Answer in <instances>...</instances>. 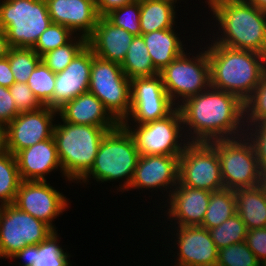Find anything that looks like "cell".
<instances>
[{"mask_svg":"<svg viewBox=\"0 0 266 266\" xmlns=\"http://www.w3.org/2000/svg\"><path fill=\"white\" fill-rule=\"evenodd\" d=\"M33 257H34V245H28L19 252H17L15 255H13L11 258L25 260L23 261V264L19 263V265L21 266H33L34 265Z\"/></svg>","mask_w":266,"mask_h":266,"instance_id":"f6af8a7d","label":"cell"},{"mask_svg":"<svg viewBox=\"0 0 266 266\" xmlns=\"http://www.w3.org/2000/svg\"><path fill=\"white\" fill-rule=\"evenodd\" d=\"M54 125L53 138L65 180L78 182L92 167L107 129L63 121Z\"/></svg>","mask_w":266,"mask_h":266,"instance_id":"277c9868","label":"cell"},{"mask_svg":"<svg viewBox=\"0 0 266 266\" xmlns=\"http://www.w3.org/2000/svg\"><path fill=\"white\" fill-rule=\"evenodd\" d=\"M52 23L69 28L74 34L88 39L97 24L99 15L95 0H46Z\"/></svg>","mask_w":266,"mask_h":266,"instance_id":"d6986e66","label":"cell"},{"mask_svg":"<svg viewBox=\"0 0 266 266\" xmlns=\"http://www.w3.org/2000/svg\"><path fill=\"white\" fill-rule=\"evenodd\" d=\"M202 49L199 55H192V58L191 54L184 52L159 72L165 90L176 107L211 86L210 62L207 50Z\"/></svg>","mask_w":266,"mask_h":266,"instance_id":"52a82bcc","label":"cell"},{"mask_svg":"<svg viewBox=\"0 0 266 266\" xmlns=\"http://www.w3.org/2000/svg\"><path fill=\"white\" fill-rule=\"evenodd\" d=\"M51 23L46 0L0 3V28L5 31L10 47L33 48Z\"/></svg>","mask_w":266,"mask_h":266,"instance_id":"8992f818","label":"cell"},{"mask_svg":"<svg viewBox=\"0 0 266 266\" xmlns=\"http://www.w3.org/2000/svg\"><path fill=\"white\" fill-rule=\"evenodd\" d=\"M16 157L10 152L0 155V203L13 204L21 183Z\"/></svg>","mask_w":266,"mask_h":266,"instance_id":"f1b7e54d","label":"cell"},{"mask_svg":"<svg viewBox=\"0 0 266 266\" xmlns=\"http://www.w3.org/2000/svg\"><path fill=\"white\" fill-rule=\"evenodd\" d=\"M75 35L69 28L60 24L51 23L40 35L32 48L40 57L60 46L67 44Z\"/></svg>","mask_w":266,"mask_h":266,"instance_id":"74e56055","label":"cell"},{"mask_svg":"<svg viewBox=\"0 0 266 266\" xmlns=\"http://www.w3.org/2000/svg\"><path fill=\"white\" fill-rule=\"evenodd\" d=\"M258 9L266 12V0H246Z\"/></svg>","mask_w":266,"mask_h":266,"instance_id":"681fc988","label":"cell"},{"mask_svg":"<svg viewBox=\"0 0 266 266\" xmlns=\"http://www.w3.org/2000/svg\"><path fill=\"white\" fill-rule=\"evenodd\" d=\"M167 1H171L173 3H177V0H167Z\"/></svg>","mask_w":266,"mask_h":266,"instance_id":"816d5d0a","label":"cell"},{"mask_svg":"<svg viewBox=\"0 0 266 266\" xmlns=\"http://www.w3.org/2000/svg\"><path fill=\"white\" fill-rule=\"evenodd\" d=\"M243 104L245 125L266 123V73Z\"/></svg>","mask_w":266,"mask_h":266,"instance_id":"e575fe53","label":"cell"},{"mask_svg":"<svg viewBox=\"0 0 266 266\" xmlns=\"http://www.w3.org/2000/svg\"><path fill=\"white\" fill-rule=\"evenodd\" d=\"M130 87L131 80L125 75L120 64L99 58L92 50L88 92L94 94L119 123L130 113Z\"/></svg>","mask_w":266,"mask_h":266,"instance_id":"9c48e42d","label":"cell"},{"mask_svg":"<svg viewBox=\"0 0 266 266\" xmlns=\"http://www.w3.org/2000/svg\"><path fill=\"white\" fill-rule=\"evenodd\" d=\"M134 0H95V6L99 17H105L112 10L120 8Z\"/></svg>","mask_w":266,"mask_h":266,"instance_id":"7bdbcfd3","label":"cell"},{"mask_svg":"<svg viewBox=\"0 0 266 266\" xmlns=\"http://www.w3.org/2000/svg\"><path fill=\"white\" fill-rule=\"evenodd\" d=\"M178 108L188 142L209 143L238 138L245 133L244 104L229 92L210 86L186 99Z\"/></svg>","mask_w":266,"mask_h":266,"instance_id":"6da1fadb","label":"cell"},{"mask_svg":"<svg viewBox=\"0 0 266 266\" xmlns=\"http://www.w3.org/2000/svg\"><path fill=\"white\" fill-rule=\"evenodd\" d=\"M260 189L266 195V170H261L259 185Z\"/></svg>","mask_w":266,"mask_h":266,"instance_id":"c3c4849f","label":"cell"},{"mask_svg":"<svg viewBox=\"0 0 266 266\" xmlns=\"http://www.w3.org/2000/svg\"><path fill=\"white\" fill-rule=\"evenodd\" d=\"M217 151L224 188L236 190L259 185L261 168L245 135L209 142Z\"/></svg>","mask_w":266,"mask_h":266,"instance_id":"ba28073f","label":"cell"},{"mask_svg":"<svg viewBox=\"0 0 266 266\" xmlns=\"http://www.w3.org/2000/svg\"><path fill=\"white\" fill-rule=\"evenodd\" d=\"M210 11L221 30L212 42L227 47L250 50L266 56V12L246 0H223ZM223 34V35H222Z\"/></svg>","mask_w":266,"mask_h":266,"instance_id":"3957f363","label":"cell"},{"mask_svg":"<svg viewBox=\"0 0 266 266\" xmlns=\"http://www.w3.org/2000/svg\"><path fill=\"white\" fill-rule=\"evenodd\" d=\"M54 230L15 205H3L0 212V258L11 259L28 245L44 241Z\"/></svg>","mask_w":266,"mask_h":266,"instance_id":"7c38bea8","label":"cell"},{"mask_svg":"<svg viewBox=\"0 0 266 266\" xmlns=\"http://www.w3.org/2000/svg\"><path fill=\"white\" fill-rule=\"evenodd\" d=\"M58 237L57 231H54L44 241L34 245L33 266H72L68 260L70 255L59 246Z\"/></svg>","mask_w":266,"mask_h":266,"instance_id":"f546056e","label":"cell"},{"mask_svg":"<svg viewBox=\"0 0 266 266\" xmlns=\"http://www.w3.org/2000/svg\"><path fill=\"white\" fill-rule=\"evenodd\" d=\"M15 83V79L8 61V57L0 59V86L9 88Z\"/></svg>","mask_w":266,"mask_h":266,"instance_id":"ee69618b","label":"cell"},{"mask_svg":"<svg viewBox=\"0 0 266 266\" xmlns=\"http://www.w3.org/2000/svg\"><path fill=\"white\" fill-rule=\"evenodd\" d=\"M211 191L178 185L170 193L168 217L177 226H200L209 205ZM169 200V201H168Z\"/></svg>","mask_w":266,"mask_h":266,"instance_id":"ffe728a7","label":"cell"},{"mask_svg":"<svg viewBox=\"0 0 266 266\" xmlns=\"http://www.w3.org/2000/svg\"><path fill=\"white\" fill-rule=\"evenodd\" d=\"M7 57L15 82L27 83L31 73L41 62V57L32 48L11 47Z\"/></svg>","mask_w":266,"mask_h":266,"instance_id":"d6a6232c","label":"cell"},{"mask_svg":"<svg viewBox=\"0 0 266 266\" xmlns=\"http://www.w3.org/2000/svg\"><path fill=\"white\" fill-rule=\"evenodd\" d=\"M129 124L132 125L131 122L122 125L133 136L140 156H180L188 144V140L185 134H183V120L178 107L165 118L145 124H135V126H130Z\"/></svg>","mask_w":266,"mask_h":266,"instance_id":"30bf717a","label":"cell"},{"mask_svg":"<svg viewBox=\"0 0 266 266\" xmlns=\"http://www.w3.org/2000/svg\"><path fill=\"white\" fill-rule=\"evenodd\" d=\"M7 152L6 125L0 123V155Z\"/></svg>","mask_w":266,"mask_h":266,"instance_id":"7dc6e473","label":"cell"},{"mask_svg":"<svg viewBox=\"0 0 266 266\" xmlns=\"http://www.w3.org/2000/svg\"><path fill=\"white\" fill-rule=\"evenodd\" d=\"M27 85L39 103L46 106L53 96L55 73L41 61L28 78Z\"/></svg>","mask_w":266,"mask_h":266,"instance_id":"836d02e7","label":"cell"},{"mask_svg":"<svg viewBox=\"0 0 266 266\" xmlns=\"http://www.w3.org/2000/svg\"><path fill=\"white\" fill-rule=\"evenodd\" d=\"M139 156L133 136L120 123L116 128L107 131L101 139L91 169L77 183H81V180L84 184L88 183L91 177L101 183L122 180L125 177L124 184H120L118 188L121 192L128 191Z\"/></svg>","mask_w":266,"mask_h":266,"instance_id":"5b68a950","label":"cell"},{"mask_svg":"<svg viewBox=\"0 0 266 266\" xmlns=\"http://www.w3.org/2000/svg\"><path fill=\"white\" fill-rule=\"evenodd\" d=\"M105 17L115 26L123 28L133 36L141 35L140 0H134L129 4L114 9Z\"/></svg>","mask_w":266,"mask_h":266,"instance_id":"d590c367","label":"cell"},{"mask_svg":"<svg viewBox=\"0 0 266 266\" xmlns=\"http://www.w3.org/2000/svg\"><path fill=\"white\" fill-rule=\"evenodd\" d=\"M15 157L23 181H47L45 175L59 168L62 172L53 136L22 149Z\"/></svg>","mask_w":266,"mask_h":266,"instance_id":"44dd1931","label":"cell"},{"mask_svg":"<svg viewBox=\"0 0 266 266\" xmlns=\"http://www.w3.org/2000/svg\"><path fill=\"white\" fill-rule=\"evenodd\" d=\"M177 262L174 266H216L218 249L209 230L200 226H177Z\"/></svg>","mask_w":266,"mask_h":266,"instance_id":"ac0fdd59","label":"cell"},{"mask_svg":"<svg viewBox=\"0 0 266 266\" xmlns=\"http://www.w3.org/2000/svg\"><path fill=\"white\" fill-rule=\"evenodd\" d=\"M211 87L229 92L244 102L266 73V56L210 42Z\"/></svg>","mask_w":266,"mask_h":266,"instance_id":"7a4b0ae2","label":"cell"},{"mask_svg":"<svg viewBox=\"0 0 266 266\" xmlns=\"http://www.w3.org/2000/svg\"><path fill=\"white\" fill-rule=\"evenodd\" d=\"M179 156L143 155L139 156L129 189H162L168 196L178 185ZM174 188H173V187ZM172 189V190H171Z\"/></svg>","mask_w":266,"mask_h":266,"instance_id":"e0dca14e","label":"cell"},{"mask_svg":"<svg viewBox=\"0 0 266 266\" xmlns=\"http://www.w3.org/2000/svg\"><path fill=\"white\" fill-rule=\"evenodd\" d=\"M130 113L121 124H145L165 118L176 106L170 100L162 78L158 74L153 77L134 78L130 87ZM131 117V118H130Z\"/></svg>","mask_w":266,"mask_h":266,"instance_id":"4fadbf2b","label":"cell"},{"mask_svg":"<svg viewBox=\"0 0 266 266\" xmlns=\"http://www.w3.org/2000/svg\"><path fill=\"white\" fill-rule=\"evenodd\" d=\"M72 38L67 44L51 50L41 56V61L54 73L63 71L74 57L87 45V39L78 36ZM77 37V38H76Z\"/></svg>","mask_w":266,"mask_h":266,"instance_id":"4dcf8cb0","label":"cell"},{"mask_svg":"<svg viewBox=\"0 0 266 266\" xmlns=\"http://www.w3.org/2000/svg\"><path fill=\"white\" fill-rule=\"evenodd\" d=\"M248 248L255 254L258 261L266 263V227L248 230L245 238Z\"/></svg>","mask_w":266,"mask_h":266,"instance_id":"60d3db41","label":"cell"},{"mask_svg":"<svg viewBox=\"0 0 266 266\" xmlns=\"http://www.w3.org/2000/svg\"><path fill=\"white\" fill-rule=\"evenodd\" d=\"M141 35L153 65L158 72H161L174 59L185 52L186 48L182 43L183 41L177 36L174 28L157 30Z\"/></svg>","mask_w":266,"mask_h":266,"instance_id":"cb8c5ba5","label":"cell"},{"mask_svg":"<svg viewBox=\"0 0 266 266\" xmlns=\"http://www.w3.org/2000/svg\"><path fill=\"white\" fill-rule=\"evenodd\" d=\"M236 213L247 230L266 227V195L259 186L234 190Z\"/></svg>","mask_w":266,"mask_h":266,"instance_id":"d4e9b609","label":"cell"},{"mask_svg":"<svg viewBox=\"0 0 266 266\" xmlns=\"http://www.w3.org/2000/svg\"><path fill=\"white\" fill-rule=\"evenodd\" d=\"M218 1H223V0H206L205 2H207L208 4L207 5H209L208 7L210 8L214 3H216V2H218Z\"/></svg>","mask_w":266,"mask_h":266,"instance_id":"f907efd6","label":"cell"},{"mask_svg":"<svg viewBox=\"0 0 266 266\" xmlns=\"http://www.w3.org/2000/svg\"><path fill=\"white\" fill-rule=\"evenodd\" d=\"M175 3L167 0H140L141 34L175 28Z\"/></svg>","mask_w":266,"mask_h":266,"instance_id":"484cf974","label":"cell"},{"mask_svg":"<svg viewBox=\"0 0 266 266\" xmlns=\"http://www.w3.org/2000/svg\"><path fill=\"white\" fill-rule=\"evenodd\" d=\"M245 126L244 135L253 145L261 170H266V123Z\"/></svg>","mask_w":266,"mask_h":266,"instance_id":"f35d334b","label":"cell"},{"mask_svg":"<svg viewBox=\"0 0 266 266\" xmlns=\"http://www.w3.org/2000/svg\"><path fill=\"white\" fill-rule=\"evenodd\" d=\"M247 231L246 225L237 213L221 225L209 229L218 250L235 243L245 242Z\"/></svg>","mask_w":266,"mask_h":266,"instance_id":"1f68e13d","label":"cell"},{"mask_svg":"<svg viewBox=\"0 0 266 266\" xmlns=\"http://www.w3.org/2000/svg\"><path fill=\"white\" fill-rule=\"evenodd\" d=\"M123 72L129 80L134 78L153 77L159 74L148 54L142 35L134 36L122 64Z\"/></svg>","mask_w":266,"mask_h":266,"instance_id":"4316f807","label":"cell"},{"mask_svg":"<svg viewBox=\"0 0 266 266\" xmlns=\"http://www.w3.org/2000/svg\"><path fill=\"white\" fill-rule=\"evenodd\" d=\"M19 113L9 89L0 86V123L7 126Z\"/></svg>","mask_w":266,"mask_h":266,"instance_id":"b9f144b4","label":"cell"},{"mask_svg":"<svg viewBox=\"0 0 266 266\" xmlns=\"http://www.w3.org/2000/svg\"><path fill=\"white\" fill-rule=\"evenodd\" d=\"M133 38L132 34L115 26L106 17H99L87 45L95 56L121 65Z\"/></svg>","mask_w":266,"mask_h":266,"instance_id":"7402d4cb","label":"cell"},{"mask_svg":"<svg viewBox=\"0 0 266 266\" xmlns=\"http://www.w3.org/2000/svg\"><path fill=\"white\" fill-rule=\"evenodd\" d=\"M178 183L195 189L224 188L216 149L208 142H188L179 156Z\"/></svg>","mask_w":266,"mask_h":266,"instance_id":"8fae6325","label":"cell"},{"mask_svg":"<svg viewBox=\"0 0 266 266\" xmlns=\"http://www.w3.org/2000/svg\"><path fill=\"white\" fill-rule=\"evenodd\" d=\"M57 111L60 116L58 118L72 124L99 126L108 131L120 124L104 104L90 92L80 94Z\"/></svg>","mask_w":266,"mask_h":266,"instance_id":"603a6c76","label":"cell"},{"mask_svg":"<svg viewBox=\"0 0 266 266\" xmlns=\"http://www.w3.org/2000/svg\"><path fill=\"white\" fill-rule=\"evenodd\" d=\"M91 64L92 49L86 45L63 71L55 73L53 96L46 106L58 110L65 103L88 92Z\"/></svg>","mask_w":266,"mask_h":266,"instance_id":"2e32d148","label":"cell"},{"mask_svg":"<svg viewBox=\"0 0 266 266\" xmlns=\"http://www.w3.org/2000/svg\"><path fill=\"white\" fill-rule=\"evenodd\" d=\"M8 89L20 112L34 111L42 107L27 83L15 82Z\"/></svg>","mask_w":266,"mask_h":266,"instance_id":"ab89813d","label":"cell"},{"mask_svg":"<svg viewBox=\"0 0 266 266\" xmlns=\"http://www.w3.org/2000/svg\"><path fill=\"white\" fill-rule=\"evenodd\" d=\"M2 207H3V205L0 203V212H1Z\"/></svg>","mask_w":266,"mask_h":266,"instance_id":"f5cc1de1","label":"cell"},{"mask_svg":"<svg viewBox=\"0 0 266 266\" xmlns=\"http://www.w3.org/2000/svg\"><path fill=\"white\" fill-rule=\"evenodd\" d=\"M68 202V198L66 199V196L55 190L47 181L22 180L13 205L56 231V226L52 222L69 208Z\"/></svg>","mask_w":266,"mask_h":266,"instance_id":"5bb4252c","label":"cell"},{"mask_svg":"<svg viewBox=\"0 0 266 266\" xmlns=\"http://www.w3.org/2000/svg\"><path fill=\"white\" fill-rule=\"evenodd\" d=\"M58 111L42 106L34 111L20 112L7 126V152L14 156L27 147L53 136L54 119Z\"/></svg>","mask_w":266,"mask_h":266,"instance_id":"9a60e30c","label":"cell"},{"mask_svg":"<svg viewBox=\"0 0 266 266\" xmlns=\"http://www.w3.org/2000/svg\"><path fill=\"white\" fill-rule=\"evenodd\" d=\"M216 266H262L245 242L235 243L218 250Z\"/></svg>","mask_w":266,"mask_h":266,"instance_id":"8d00e7d4","label":"cell"},{"mask_svg":"<svg viewBox=\"0 0 266 266\" xmlns=\"http://www.w3.org/2000/svg\"><path fill=\"white\" fill-rule=\"evenodd\" d=\"M236 214V198L234 190L223 188L211 192L209 205L200 227L207 230L221 225Z\"/></svg>","mask_w":266,"mask_h":266,"instance_id":"83f0119b","label":"cell"},{"mask_svg":"<svg viewBox=\"0 0 266 266\" xmlns=\"http://www.w3.org/2000/svg\"><path fill=\"white\" fill-rule=\"evenodd\" d=\"M10 48L6 33L0 28V59L8 55Z\"/></svg>","mask_w":266,"mask_h":266,"instance_id":"bcb514c9","label":"cell"}]
</instances>
